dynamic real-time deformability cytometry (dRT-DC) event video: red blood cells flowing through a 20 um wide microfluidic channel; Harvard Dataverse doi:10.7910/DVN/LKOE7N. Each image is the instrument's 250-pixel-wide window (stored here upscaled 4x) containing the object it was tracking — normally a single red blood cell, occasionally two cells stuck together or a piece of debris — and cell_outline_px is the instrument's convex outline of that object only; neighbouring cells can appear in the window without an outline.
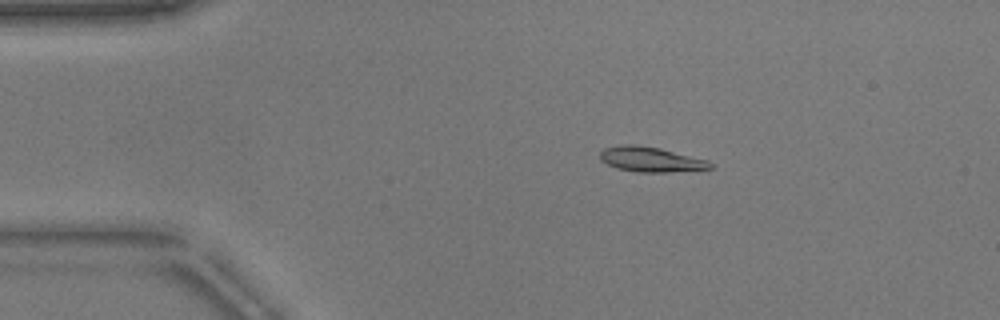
{"species": "common noctule bat (a hibernating species)", "species_latin": "Nyctalus noctula", "temperature_condition": "warm", "stored_images_in_passage": 52, "camera_frame_rate_fps": 3000, "um_per_image_px": 0.085, "animal": {"sex": "male", "body_mass_g": 17.9}, "frame": {"image": 1, "passage_image": 9, "time_ms": 2.667, "image_size_px": [1000, 320], "cell_outline_px": [[712, 168], [668, 172], [636, 172], [616, 168], [600, 160], [600, 152], [604, 148], [620, 144], [636, 144], [660, 148], [708, 160], [712, 164]], "centroid_in_image_um": [55.28, 13.54], "position_along_channel_um": 29.7, "area_um2": 16.07}}
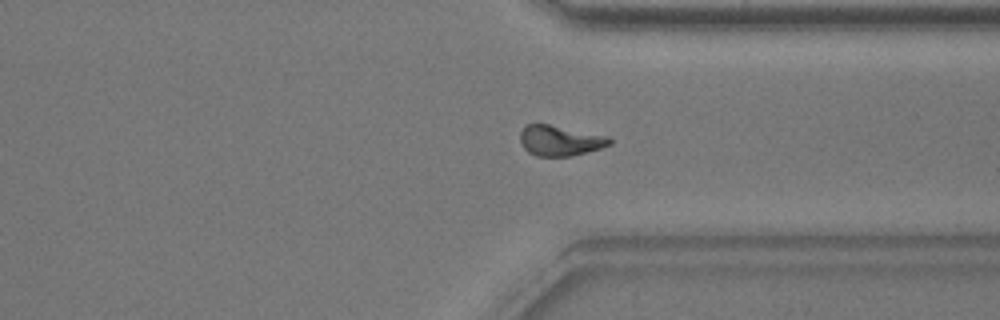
{"frame": {"image": 2, "passage_image": 39, "time_ms": 12.667, "image_size_px": [1000, 320], "cell_outline_px": [[612, 144], [600, 148], [568, 156], [536, 156], [528, 152], [524, 148], [520, 140], [520, 132], [528, 124], [548, 124], [608, 136], [612, 140]], "centroid_in_image_um": [47.59, 11.95], "position_along_channel_um": 363.8, "area_um2": 15.61}}
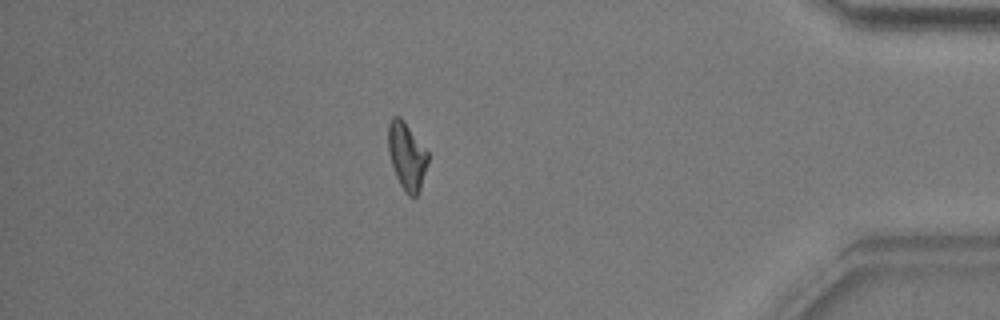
{"frame": {"image": 3, "passage_image": 45, "time_ms": 14.667, "image_size_px": [1000, 320], "cell_outline_px": [[428, 160], [420, 188], [416, 196], [408, 196], [404, 192], [396, 176], [388, 152], [388, 124], [392, 116], [400, 116], [404, 120], [428, 152]], "centroid_in_image_um": [34.56, 13.24], "position_along_channel_um": 400.6, "area_um2": 15.49}, "authors_computed_cell_mechanics": {"area_um2": 15.317, "velocity_mm_per_s": 3.8479, "shape_relaxation_time_tau1_ms": 4.3628, "shape_relaxation_time_tau2_ms": 1.6928, "deformation_change_tau1": 0.1765, "deformation_change_tau2": 0.0775}}